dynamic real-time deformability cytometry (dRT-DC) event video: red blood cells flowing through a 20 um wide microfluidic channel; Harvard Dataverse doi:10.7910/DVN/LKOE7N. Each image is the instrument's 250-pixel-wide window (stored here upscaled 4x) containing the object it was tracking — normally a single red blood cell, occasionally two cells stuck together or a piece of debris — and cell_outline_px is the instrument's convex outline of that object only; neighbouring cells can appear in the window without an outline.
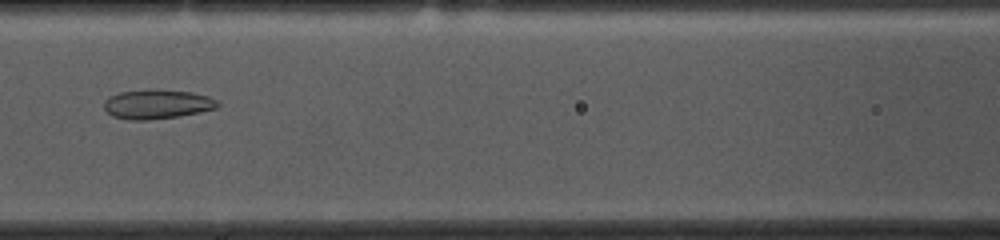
{"species": "common noctule bat (a hibernating species)", "species_latin": "Nyctalus noctula", "temperature_condition": "cold", "stored_images_in_passage": 53, "camera_frame_rate_fps": 3000, "um_per_image_px": 0.085, "animal": {"sex": "female", "body_mass_g": 10.0, "forearm_length_mm": 53.1}, "frame": {"image": 1, "passage_image": 22, "time_ms": 7.0, "image_size_px": [1000, 240], "cell_outline_px": [[220, 104], [216, 108], [200, 112], [176, 116], [148, 120], [128, 120], [112, 116], [104, 108], [104, 100], [120, 92], [156, 88], [192, 92], [208, 96], [216, 100]], "centroid_in_image_um": [13.35, 8.84], "position_along_channel_um": 153.2, "area_um2": 19.48}}
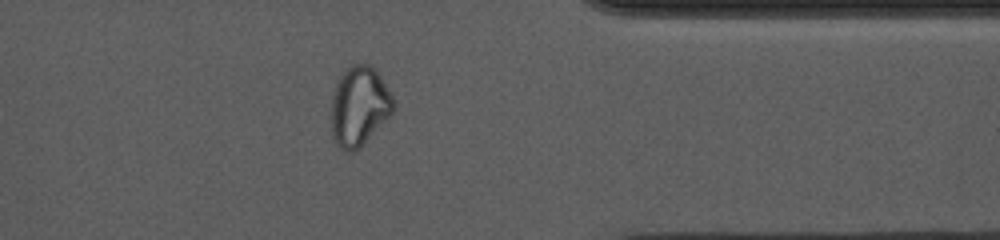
{"frame": {"image": 2, "passage_image": 42, "time_ms": 13.667, "image_size_px": [1000, 240], "cell_outline_px": [[396, 108], [360, 148], [352, 152], [348, 152], [340, 148], [336, 144], [332, 136], [332, 96], [336, 84], [340, 76], [352, 64], [372, 64], [380, 76], [392, 96]], "centroid_in_image_um": [30.53, 9.03], "position_along_channel_um": 380.9, "area_um2": 28.61}}
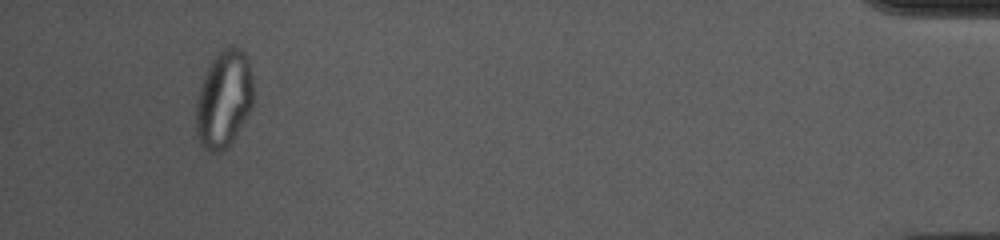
{"frame": {"image": 3, "passage_image": 50, "time_ms": 16.333, "image_size_px": [1000, 240], "cell_outline_px": [[252, 108], [236, 136], [220, 152], [212, 152], [204, 148], [200, 144], [196, 132], [196, 100], [204, 76], [212, 60], [228, 44], [232, 44], [240, 48], [248, 56], [252, 76]], "centroid_in_image_um": [19.04, 8.4], "position_along_channel_um": 416.2, "area_um2": 32.54}, "authors_computed_cell_mechanics": {"area_um2": 25.8944, "velocity_mm_per_s": 3.6328, "shape_relaxation_time_tau1_ms": null, "shape_relaxation_time_tau2_ms": 1.8856, "deformation_change_tau1": null, "deformation_change_tau2": 0.0744}}